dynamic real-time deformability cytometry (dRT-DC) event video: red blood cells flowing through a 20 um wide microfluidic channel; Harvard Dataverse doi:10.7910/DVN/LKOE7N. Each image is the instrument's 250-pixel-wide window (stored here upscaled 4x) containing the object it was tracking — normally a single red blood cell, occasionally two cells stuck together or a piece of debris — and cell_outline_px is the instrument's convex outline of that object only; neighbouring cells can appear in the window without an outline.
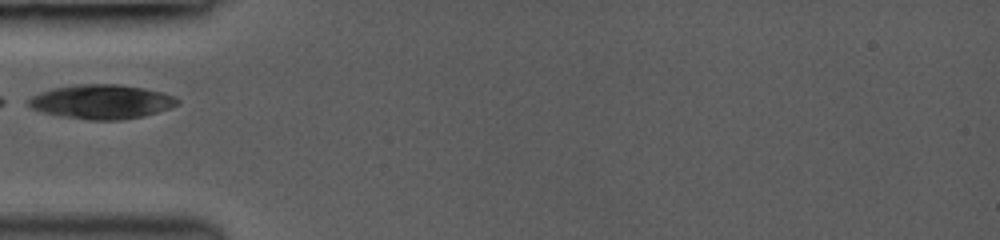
{"species": "common noctule bat (a hibernating species)", "species_latin": "Nyctalus noctula", "temperature_condition": "room temperature", "stored_images_in_passage": 24, "camera_frame_rate_fps": 3000, "um_per_image_px": 0.085, "animal": {"sex": "female", "body_mass_g": 19.0, "forearm_length_mm": 53.3}, "frame": {"image": 1, "passage_image": 1, "time_ms": 0.0, "image_size_px": [1000, 240], "cell_outline_px": [[180, 104], [144, 116], [120, 120], [88, 120], [60, 116], [40, 112], [32, 108], [28, 104], [28, 100], [32, 96], [40, 92], [52, 88], [76, 84], [120, 84], [144, 88], [160, 92], [172, 96], [180, 100]], "centroid_in_image_um": [8.6, 8.65], "position_along_channel_um": 76.4, "area_um2": 29.77}}
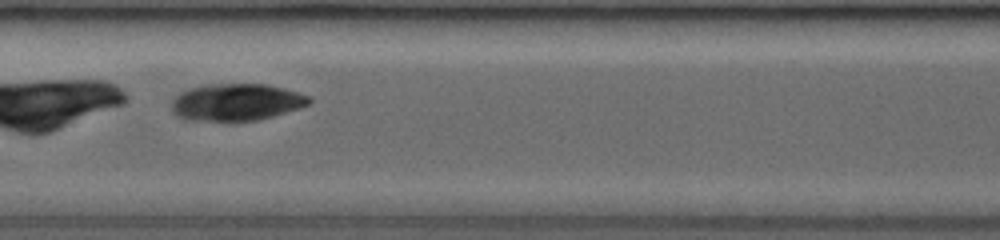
{"frame": {"image": 2, "passage_image": 9, "time_ms": 2.667, "image_size_px": [1000, 240], "cell_outline_px": [[312, 104], [300, 108], [260, 120], [184, 120], [176, 116], [172, 112], [172, 100], [180, 92], [204, 84], [268, 84], [284, 88], [312, 96]], "centroid_in_image_um": [20.13, 8.68], "position_along_channel_um": 187.3, "area_um2": 29.94}}
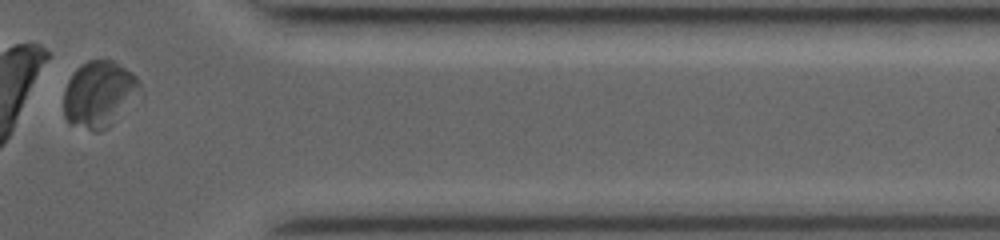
{"frame": {"image": 3, "passage_image": 23, "time_ms": 8.0, "image_size_px": [1000, 240], "cell_outline_px": [[144, 96], [108, 128], [100, 132], [92, 132], [68, 124], [64, 116], [64, 88], [72, 72], [80, 64], [88, 60], [112, 60], [132, 72], [140, 80], [144, 92]], "centroid_in_image_um": [8.49, 8.04], "position_along_channel_um": 402.9, "area_um2": 30.98}}